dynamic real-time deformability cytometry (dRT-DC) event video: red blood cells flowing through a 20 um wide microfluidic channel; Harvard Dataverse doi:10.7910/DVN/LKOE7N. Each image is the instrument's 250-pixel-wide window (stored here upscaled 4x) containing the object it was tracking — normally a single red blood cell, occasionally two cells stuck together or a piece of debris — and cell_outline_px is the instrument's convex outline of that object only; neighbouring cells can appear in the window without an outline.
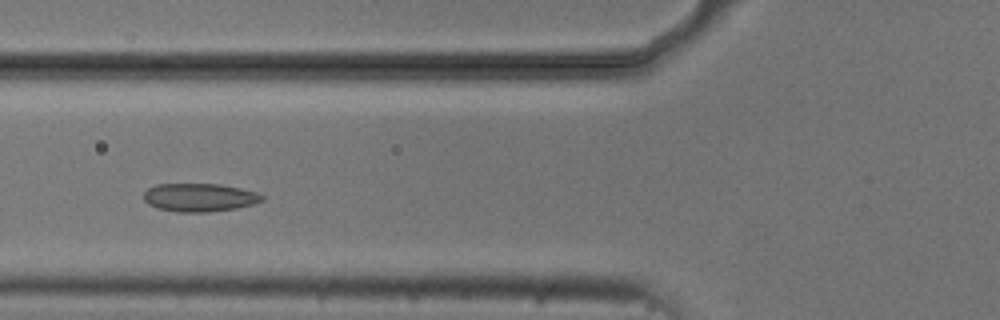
{"species": "common noctule bat (a hibernating species)", "species_latin": "Nyctalus noctula", "temperature_condition": "cold", "stored_images_in_passage": 7, "camera_frame_rate_fps": 3000, "um_per_image_px": 0.085, "animal": {"sex": "male", "body_mass_g": 20.5, "forearm_length_mm": 52.5}, "frame": {"image": 1, "passage_image": 5, "time_ms": 4.667, "image_size_px": [1000, 320], "cell_outline_px": [[264, 200], [252, 204], [236, 208], [208, 212], [176, 212], [156, 208], [148, 204], [144, 200], [144, 192], [148, 188], [156, 184], [220, 184], [240, 188], [256, 192], [264, 196]], "centroid_in_image_um": [16.93, 16.78], "position_along_channel_um": 108.9, "area_um2": 19.54}}
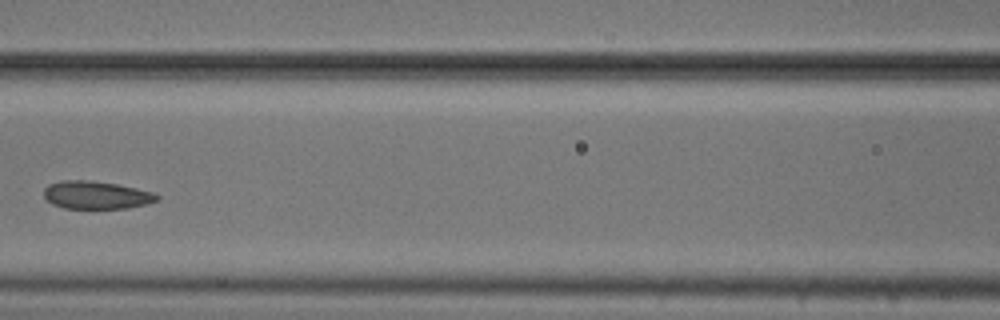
{"frame": {"image": 2, "passage_image": 6, "time_ms": 6.0, "image_size_px": [1000, 320], "cell_outline_px": [[160, 196], [156, 200], [148, 204], [128, 208], [64, 208], [52, 204], [44, 196], [44, 188], [48, 184], [60, 180], [88, 180], [116, 184], [156, 192]], "centroid_in_image_um": [8.19, 16.57], "position_along_channel_um": 158.4, "area_um2": 18.44}}
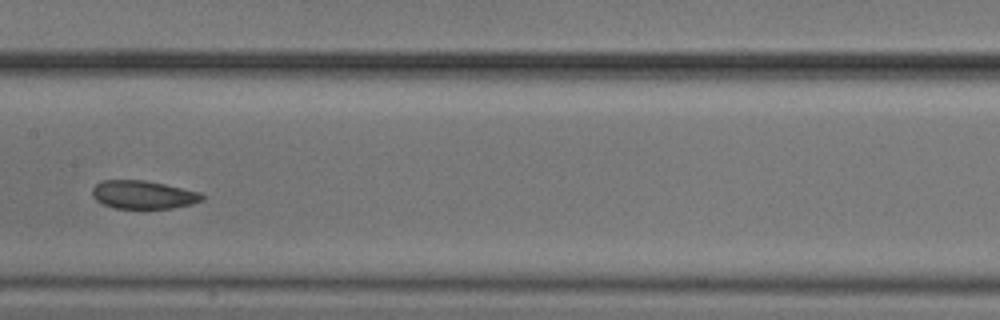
{"frame": {"image": 3, "passage_image": 7, "time_ms": 7.0, "image_size_px": [1000, 320], "cell_outline_px": [[204, 200], [192, 204], [172, 208], [116, 208], [104, 204], [96, 200], [92, 196], [92, 188], [100, 180], [144, 180], [204, 192]], "centroid_in_image_um": [12.21, 16.54], "position_along_channel_um": 195.2, "area_um2": 18.21}}